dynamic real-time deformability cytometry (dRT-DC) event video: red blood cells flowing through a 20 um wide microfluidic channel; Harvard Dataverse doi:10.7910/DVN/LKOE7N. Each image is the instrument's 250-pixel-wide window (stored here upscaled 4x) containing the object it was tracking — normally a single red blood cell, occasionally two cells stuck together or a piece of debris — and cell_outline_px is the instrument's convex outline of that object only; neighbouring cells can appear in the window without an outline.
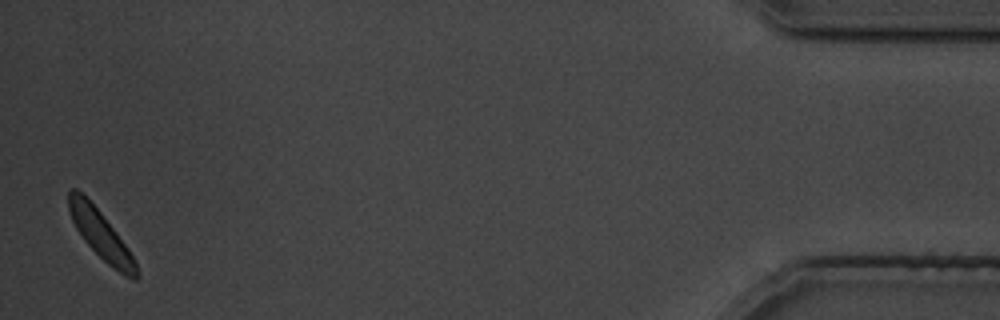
{"species": "common noctule bat (a hibernating species)", "species_latin": "Nyctalus noctula", "temperature_condition": "cold", "stored_images_in_passage": 28, "camera_frame_rate_fps": 3000, "um_per_image_px": 0.085, "animal": {"sex": "male", "body_mass_g": 19.5, "forearm_length_mm": 54.6}, "frame": {"image": 1, "passage_image": 28, "time_ms": 33.333, "image_size_px": [1000, 320], "cell_outline_px": [[140, 276], [136, 280], [132, 280], [124, 276], [112, 268], [84, 240], [76, 228], [72, 220], [68, 208], [68, 192], [72, 188], [76, 188], [100, 212], [128, 248], [136, 264]], "centroid_in_image_um": [8.58, 20.0], "position_along_channel_um": 426.6, "area_um2": 18.61}}